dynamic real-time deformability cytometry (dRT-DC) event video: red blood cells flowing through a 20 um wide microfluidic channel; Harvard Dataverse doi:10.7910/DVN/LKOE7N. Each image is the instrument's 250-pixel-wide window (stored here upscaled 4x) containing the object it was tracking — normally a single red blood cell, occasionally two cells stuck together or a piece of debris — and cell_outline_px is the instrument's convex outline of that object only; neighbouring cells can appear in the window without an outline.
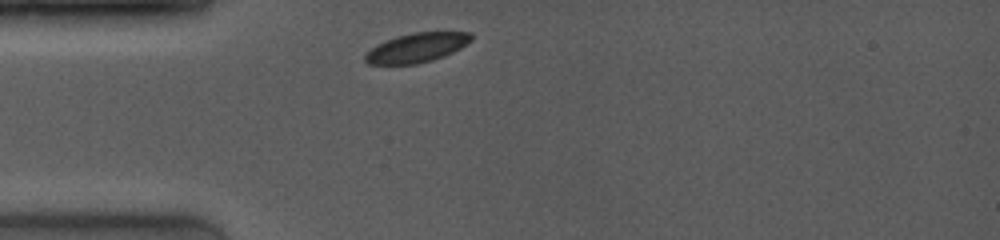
{"species": "common noctule bat (a hibernating species)", "species_latin": "Nyctalus noctula", "temperature_condition": "room temperature", "stored_images_in_passage": 14, "camera_frame_rate_fps": 4000, "um_per_image_px": 0.085, "animal": {"sex": "female", "body_mass_g": 19.0, "forearm_length_mm": 53.3}, "frame": {"image": 1, "passage_image": 1, "time_ms": 0.0, "image_size_px": [1000, 240], "cell_outline_px": [[472, 40], [460, 48], [444, 56], [432, 60], [416, 64], [368, 64], [364, 60], [364, 56], [376, 44], [384, 40], [396, 36], [412, 32], [472, 32]], "centroid_in_image_um": [35.41, 4.04], "position_along_channel_um": 49.6, "area_um2": 18.15}}
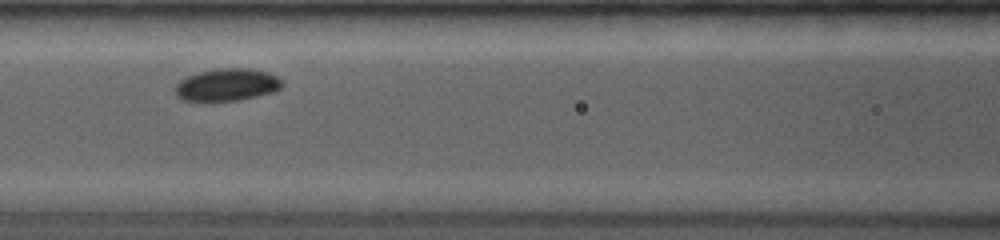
{"frame": {"image": 2, "passage_image": 5, "time_ms": 2.75, "image_size_px": [1000, 240], "cell_outline_px": [[284, 84], [276, 92], [240, 100], [204, 104], [180, 100], [176, 96], [176, 84], [180, 80], [196, 72], [216, 68], [248, 68], [268, 72], [276, 76]], "centroid_in_image_um": [19.24, 7.25], "position_along_channel_um": 147.4, "area_um2": 21.1}}